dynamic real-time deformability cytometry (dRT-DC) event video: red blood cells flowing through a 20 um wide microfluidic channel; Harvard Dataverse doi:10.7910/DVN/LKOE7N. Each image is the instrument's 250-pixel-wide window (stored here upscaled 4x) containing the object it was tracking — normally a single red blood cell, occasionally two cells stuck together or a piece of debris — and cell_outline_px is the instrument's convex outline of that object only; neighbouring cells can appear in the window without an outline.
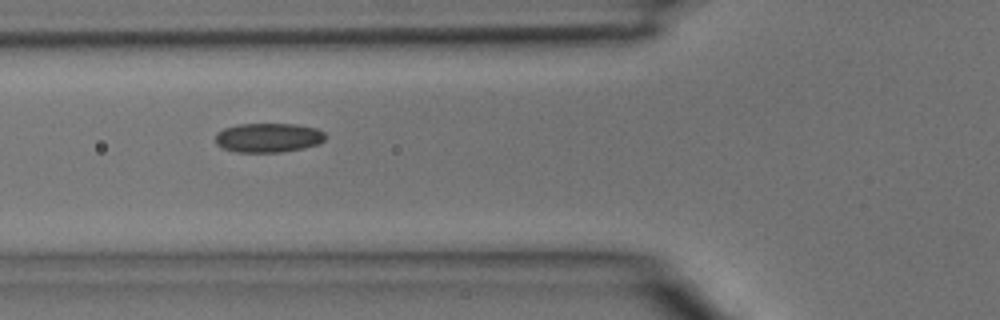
{"species": "common noctule bat (a hibernating species)", "species_latin": "Nyctalus noctula", "temperature_condition": "room temperature", "stored_images_in_passage": 6, "camera_frame_rate_fps": 3000, "um_per_image_px": 0.085, "animal": {"sex": "male", "body_mass_g": 15.6}, "frame": {"image": 1, "passage_image": 4, "time_ms": 1.0, "image_size_px": [1000, 320], "cell_outline_px": [[324, 140], [320, 144], [304, 148], [280, 152], [236, 152], [220, 148], [216, 144], [216, 132], [224, 128], [240, 124], [296, 124], [316, 128], [324, 132]], "centroid_in_image_um": [22.79, 11.71], "position_along_channel_um": 103.0, "area_um2": 18.9}}